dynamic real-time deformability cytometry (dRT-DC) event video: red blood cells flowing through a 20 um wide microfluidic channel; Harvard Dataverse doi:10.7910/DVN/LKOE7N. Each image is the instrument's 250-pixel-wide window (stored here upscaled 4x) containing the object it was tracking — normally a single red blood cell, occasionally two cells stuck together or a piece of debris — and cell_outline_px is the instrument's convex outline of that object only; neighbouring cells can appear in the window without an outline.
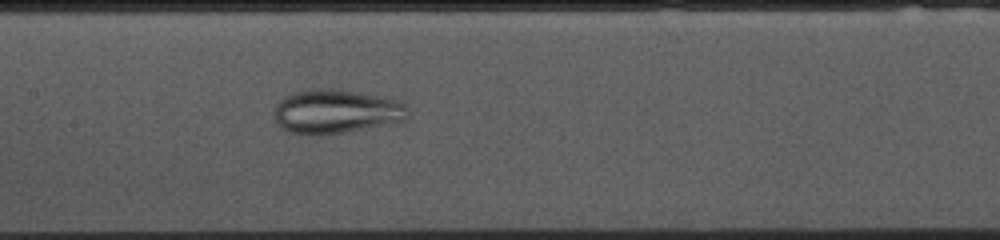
{"species": "common noctule bat (a hibernating species)", "species_latin": "Nyctalus noctula", "temperature_condition": "cold", "stored_images_in_passage": 53, "camera_frame_rate_fps": 3000, "um_per_image_px": 0.085, "animal": {"sex": "female", "body_mass_g": 10.0, "forearm_length_mm": 53.1}, "frame": {"image": 1, "passage_image": 24, "time_ms": 7.667, "image_size_px": [1000, 240], "cell_outline_px": [[408, 120], [344, 132], [312, 136], [288, 132], [280, 128], [276, 120], [276, 104], [280, 100], [292, 92], [312, 88], [332, 88], [384, 96], [396, 100], [404, 104], [408, 108]], "centroid_in_image_um": [28.56, 9.47], "position_along_channel_um": 178.8, "area_um2": 34.56}}
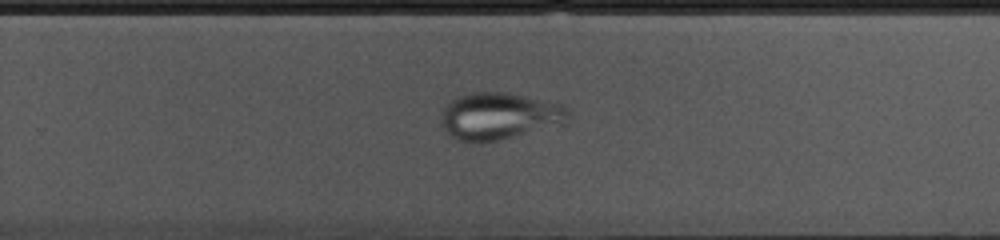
{"frame": {"image": 2, "passage_image": 33, "time_ms": 10.667, "image_size_px": [1000, 240], "cell_outline_px": [[568, 124], [496, 140], [460, 140], [452, 136], [444, 128], [440, 120], [444, 108], [456, 96], [468, 92], [504, 92], [564, 104], [568, 108]], "centroid_in_image_um": [42.5, 9.84], "position_along_channel_um": 287.3, "area_um2": 34.51}}
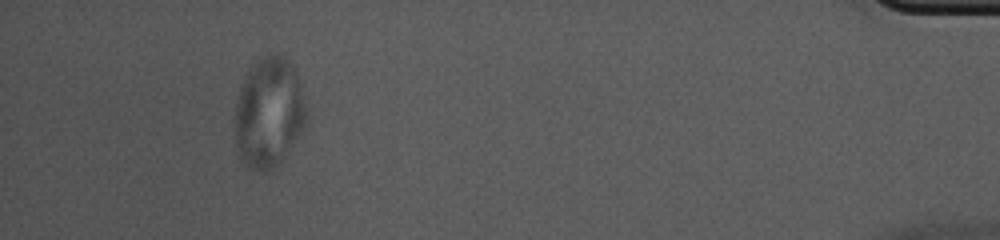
{"frame": {"image": 3, "passage_image": 49, "time_ms": 16.0, "image_size_px": [1000, 240], "cell_outline_px": [[304, 128], [276, 168], [268, 172], [264, 172], [252, 168], [244, 164], [240, 160], [236, 148], [236, 100], [240, 84], [252, 64], [268, 52], [272, 52], [288, 60], [296, 72], [304, 100]], "centroid_in_image_um": [22.82, 9.58], "position_along_channel_um": 412.4, "area_um2": 45.66}}